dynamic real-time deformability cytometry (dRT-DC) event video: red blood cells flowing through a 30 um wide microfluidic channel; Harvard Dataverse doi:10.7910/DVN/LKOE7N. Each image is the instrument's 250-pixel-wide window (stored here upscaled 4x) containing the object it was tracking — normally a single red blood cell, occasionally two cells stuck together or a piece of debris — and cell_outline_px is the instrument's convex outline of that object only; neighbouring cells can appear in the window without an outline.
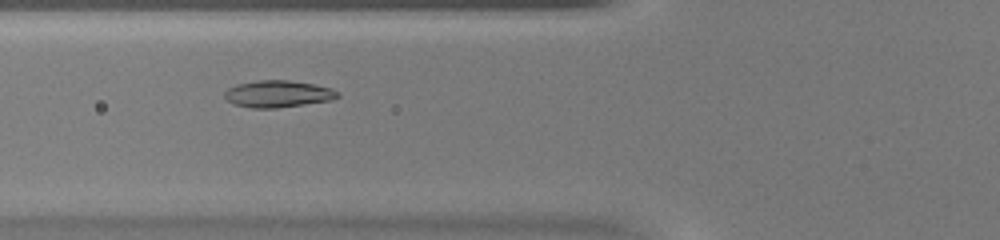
{"species": "common noctule bat (a hibernating species)", "species_latin": "Nyctalus noctula", "temperature_condition": "warm", "stored_images_in_passage": 39, "camera_frame_rate_fps": 3000, "um_per_image_px": 0.085, "animal": {"sex": "female", "body_mass_g": 20.0, "forearm_length_mm": 54.0}, "frame": {"image": 1, "passage_image": 10, "time_ms": 3.0, "image_size_px": [1000, 240], "cell_outline_px": [[340, 96], [332, 100], [276, 108], [252, 108], [232, 104], [224, 96], [224, 92], [228, 88], [236, 84], [260, 80], [288, 80], [312, 84], [332, 88], [340, 92]], "centroid_in_image_um": [23.63, 7.98], "position_along_channel_um": 102.2, "area_um2": 17.74}}
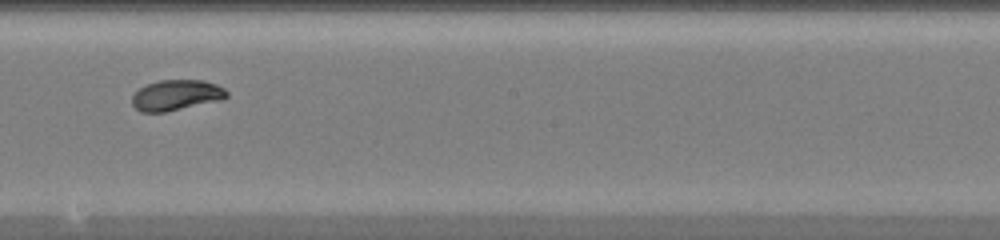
{"frame": {"image": 2, "passage_image": 19, "time_ms": 6.0, "image_size_px": [1000, 240], "cell_outline_px": [[228, 96], [224, 100], [164, 112], [140, 112], [132, 104], [132, 96], [140, 88], [148, 84], [160, 80], [204, 80], [216, 84], [224, 88], [228, 92]], "centroid_in_image_um": [15.02, 8.09], "position_along_channel_um": 233.2, "area_um2": 16.94}}
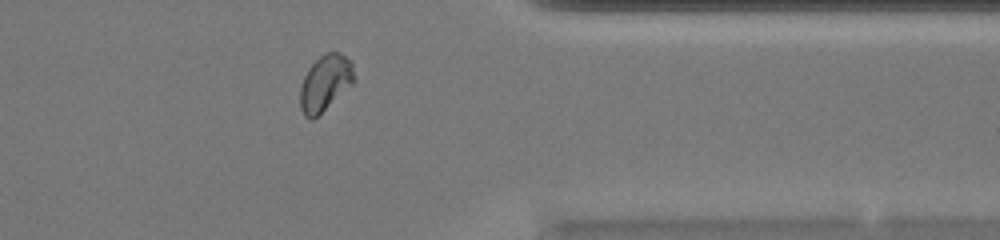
{"frame": {"image": 3, "passage_image": 30, "time_ms": 9.667, "image_size_px": [1000, 240], "cell_outline_px": [[356, 80], [352, 84], [312, 120], [308, 120], [304, 116], [300, 108], [300, 88], [304, 76], [308, 68], [320, 56], [328, 52], [340, 52], [352, 64]], "centroid_in_image_um": [27.62, 7.06], "position_along_channel_um": 383.8, "area_um2": 17.4}}